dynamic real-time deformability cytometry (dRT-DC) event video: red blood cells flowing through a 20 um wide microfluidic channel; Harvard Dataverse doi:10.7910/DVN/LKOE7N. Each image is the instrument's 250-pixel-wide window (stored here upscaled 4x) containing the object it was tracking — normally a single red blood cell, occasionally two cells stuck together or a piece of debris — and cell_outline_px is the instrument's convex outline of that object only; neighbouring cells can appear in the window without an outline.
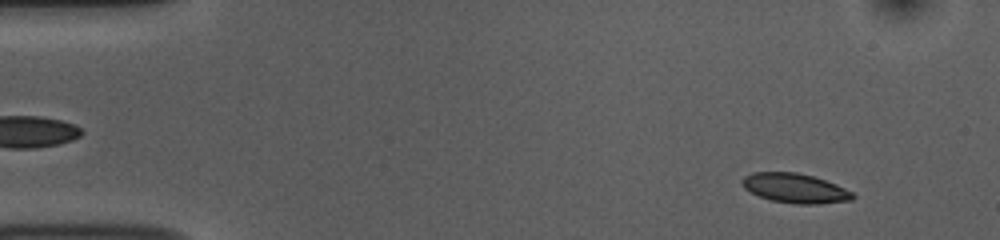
{"species": "common noctule bat (a hibernating species)", "species_latin": "Nyctalus noctula", "temperature_condition": "room temperature", "stored_images_in_passage": 53, "camera_frame_rate_fps": 3000, "um_per_image_px": 0.085, "animal": {"sex": "female", "body_mass_g": 10.0, "forearm_length_mm": 53.1}, "frame": {"image": 1, "passage_image": 5, "time_ms": 1.333, "image_size_px": [1000, 240], "cell_outline_px": [[856, 196], [852, 200], [816, 204], [796, 204], [772, 200], [760, 196], [744, 188], [740, 180], [744, 176], [752, 172], [796, 172], [812, 176], [836, 184], [852, 192]], "centroid_in_image_um": [67.57, 15.99], "position_along_channel_um": 17.4, "area_um2": 18.9}}
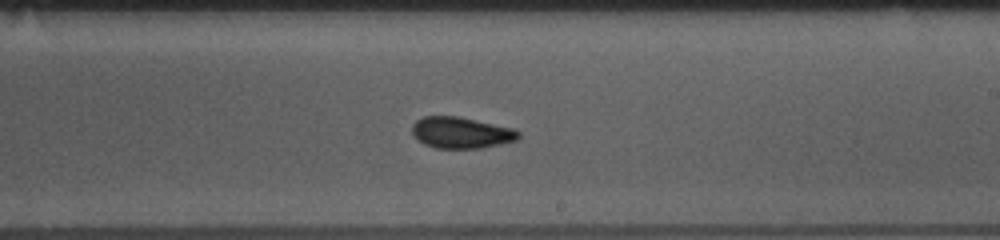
{"frame": {"image": 2, "passage_image": 31, "time_ms": 10.0, "image_size_px": [1000, 240], "cell_outline_px": [[520, 136], [516, 140], [480, 148], [436, 148], [424, 144], [416, 140], [412, 132], [412, 124], [416, 120], [424, 116], [460, 116], [512, 128], [520, 132]], "centroid_in_image_um": [39.15, 11.27], "position_along_channel_um": 249.8, "area_um2": 19.42}}
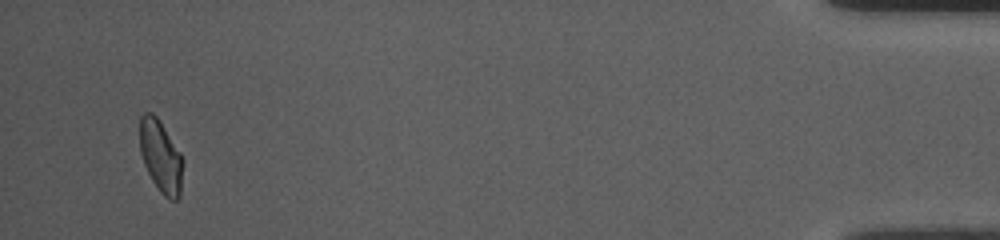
{"frame": {"image": 3, "passage_image": 51, "time_ms": 16.667, "image_size_px": [1000, 240], "cell_outline_px": [[180, 196], [176, 200], [172, 200], [164, 196], [160, 192], [152, 180], [144, 164], [140, 152], [140, 116], [144, 112], [152, 112], [156, 116], [180, 152]], "centroid_in_image_um": [13.61, 13.27], "position_along_channel_um": 421.6, "area_um2": 17.51}, "authors_computed_cell_mechanics": {"area_um2": 19.0162, "velocity_mm_per_s": 3.7532, "shape_relaxation_time_tau1_ms": 4.9446, "shape_relaxation_time_tau2_ms": 2.0744, "deformation_change_tau1": 0.0997, "deformation_change_tau2": 0.0636}}